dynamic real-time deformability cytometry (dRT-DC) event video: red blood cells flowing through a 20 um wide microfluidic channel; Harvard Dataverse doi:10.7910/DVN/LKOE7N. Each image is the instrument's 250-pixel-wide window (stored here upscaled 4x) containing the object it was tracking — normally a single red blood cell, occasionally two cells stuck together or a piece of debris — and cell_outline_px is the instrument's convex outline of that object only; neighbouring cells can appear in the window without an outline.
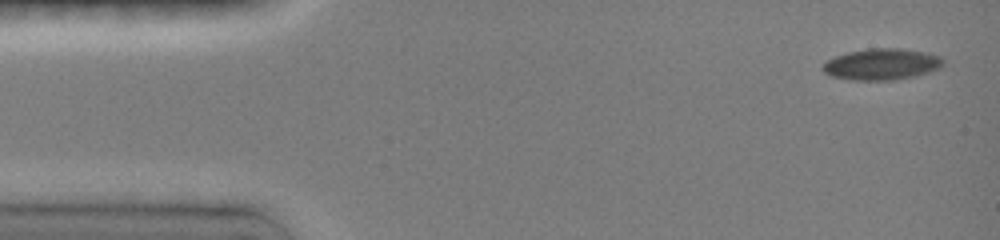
{"species": "common noctule bat (a hibernating species)", "species_latin": "Nyctalus noctula", "temperature_condition": "room temperature", "stored_images_in_passage": 15, "camera_frame_rate_fps": 3000, "um_per_image_px": 0.085, "animal": {"sex": "female", "body_mass_g": 19.0, "forearm_length_mm": 51.5}, "frame": {"image": 1, "passage_image": 1, "time_ms": 0.0, "image_size_px": [1000, 240], "cell_outline_px": [[944, 64], [940, 68], [916, 76], [892, 80], [852, 80], [832, 76], [824, 72], [820, 68], [828, 60], [836, 56], [848, 52], [868, 48], [900, 48], [924, 52], [940, 56], [944, 60]], "centroid_in_image_um": [74.96, 5.46], "position_along_channel_um": 10.0, "area_um2": 21.96}}
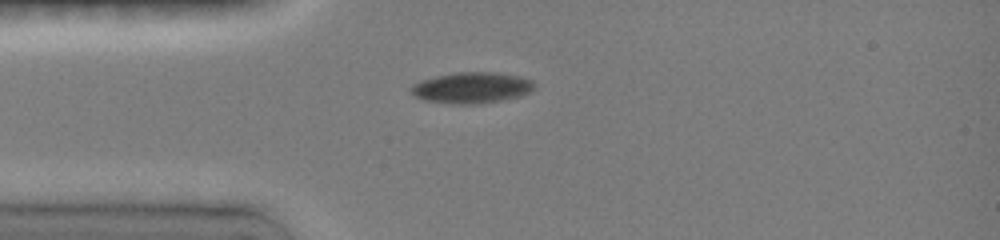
{"frame": {"image": 2, "passage_image": 11, "time_ms": 3.333, "image_size_px": [1000, 240], "cell_outline_px": [[536, 88], [520, 96], [504, 100], [480, 104], [448, 104], [424, 100], [416, 96], [412, 92], [412, 88], [416, 84], [424, 80], [440, 76], [460, 72], [488, 72], [516, 76], [532, 80]], "centroid_in_image_um": [40.15, 7.48], "position_along_channel_um": 44.9, "area_um2": 21.85}}